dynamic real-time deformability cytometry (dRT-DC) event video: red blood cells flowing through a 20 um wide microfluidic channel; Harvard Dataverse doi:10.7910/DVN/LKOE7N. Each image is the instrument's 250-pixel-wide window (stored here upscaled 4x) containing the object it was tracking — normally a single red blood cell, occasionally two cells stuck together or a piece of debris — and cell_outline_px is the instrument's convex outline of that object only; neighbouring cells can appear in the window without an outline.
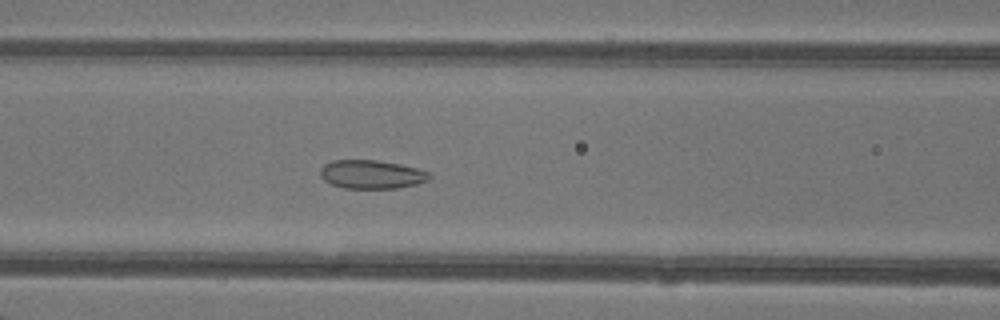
{"species": "common noctule bat (a hibernating species)", "species_latin": "Nyctalus noctula", "temperature_condition": "warm", "stored_images_in_passage": 49, "camera_frame_rate_fps": 3000, "um_per_image_px": 0.085, "animal": {"sex": "female"}, "frame": {"image": 1, "passage_image": 22, "time_ms": 7.0, "image_size_px": [1000, 320], "cell_outline_px": [[432, 176], [428, 180], [416, 184], [396, 188], [344, 188], [332, 184], [324, 180], [320, 176], [320, 168], [324, 164], [332, 160], [376, 160], [400, 164], [432, 172]], "centroid_in_image_um": [31.59, 14.81], "position_along_channel_um": 135.0, "area_um2": 18.26}}
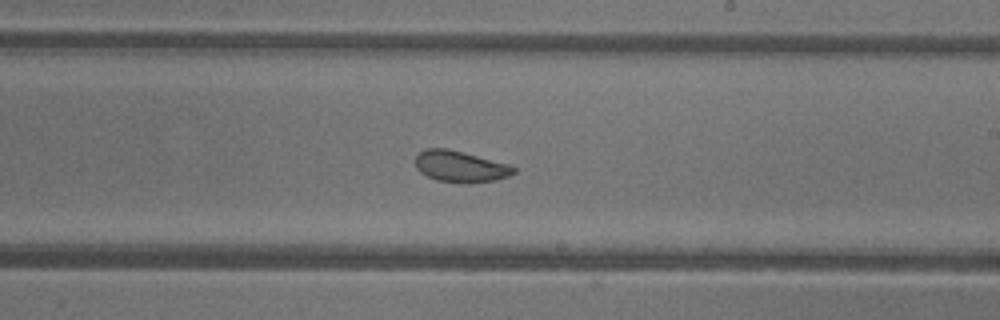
{"frame": {"image": 2, "passage_image": 30, "time_ms": 9.667, "image_size_px": [1000, 320], "cell_outline_px": [[516, 172], [508, 176], [496, 180], [464, 184], [436, 180], [420, 172], [416, 168], [416, 156], [420, 152], [428, 148], [448, 148], [512, 164], [516, 168]], "centroid_in_image_um": [39.17, 14.15], "position_along_channel_um": 249.8, "area_um2": 18.21}}
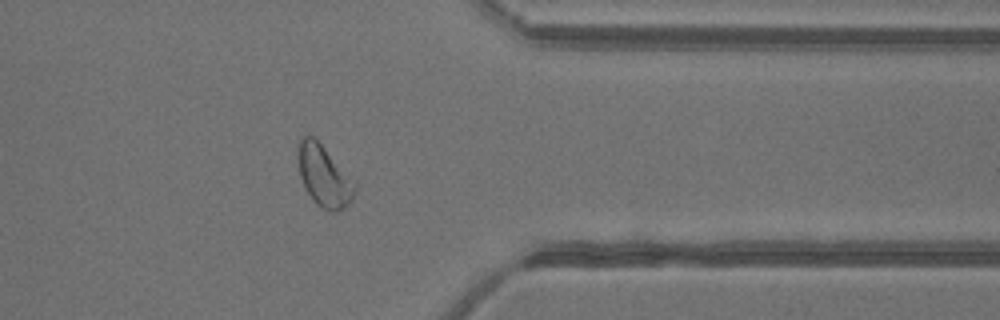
{"frame": {"image": 3, "passage_image": 40, "time_ms": 13.0, "image_size_px": [1000, 320], "cell_outline_px": [[356, 188], [352, 200], [344, 208], [336, 212], [332, 212], [316, 204], [312, 200], [300, 176], [296, 156], [300, 136], [312, 136], [356, 180]], "centroid_in_image_um": [27.55, 14.96], "position_along_channel_um": 383.9, "area_um2": 20.4}, "authors_computed_cell_mechanics": {"area_um2": 22.1374, "velocity_mm_per_s": 4.3108, "shape_relaxation_time_tau1_ms": null, "shape_relaxation_time_tau2_ms": 1.435, "deformation_change_tau1": null, "deformation_change_tau2": 0.0803}}